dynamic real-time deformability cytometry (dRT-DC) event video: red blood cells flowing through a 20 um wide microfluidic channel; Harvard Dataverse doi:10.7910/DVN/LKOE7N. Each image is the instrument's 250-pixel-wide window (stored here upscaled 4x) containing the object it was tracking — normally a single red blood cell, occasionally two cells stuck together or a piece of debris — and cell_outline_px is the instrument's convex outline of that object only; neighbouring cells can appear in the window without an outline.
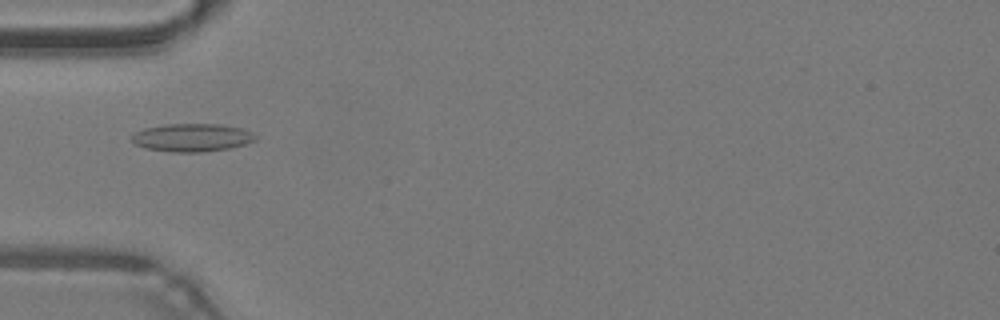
{"species": "common noctule bat (a hibernating species)", "species_latin": "Nyctalus noctula", "temperature_condition": "warm", "stored_images_in_passage": 48, "camera_frame_rate_fps": 3000, "um_per_image_px": 0.085, "animal": {"sex": "male", "body_mass_g": 19.2, "forearm_length_mm": 51.8}, "frame": {"image": 1, "passage_image": 16, "time_ms": 5.0, "image_size_px": [1000, 320], "cell_outline_px": [[256, 140], [244, 144], [228, 148], [204, 152], [172, 152], [144, 148], [136, 144], [132, 140], [132, 136], [136, 132], [144, 128], [164, 124], [220, 124], [244, 128], [252, 132], [256, 136]], "centroid_in_image_um": [16.33, 11.69], "position_along_channel_um": 68.7, "area_um2": 20.23}}
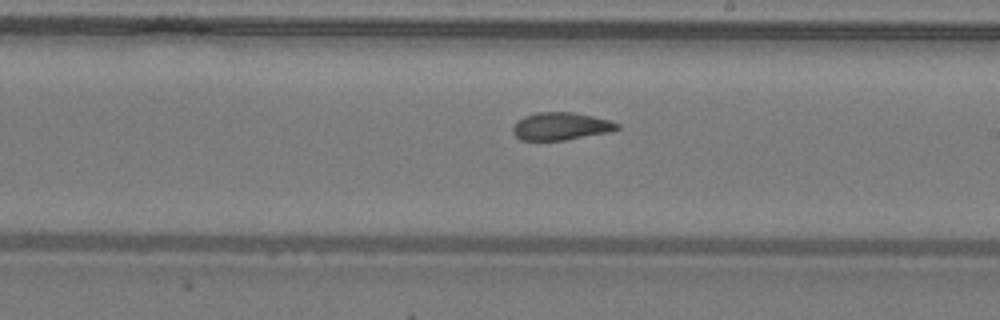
{"frame": {"image": 2, "passage_image": 28, "time_ms": 9.0, "image_size_px": [1000, 320], "cell_outline_px": [[620, 128], [612, 132], [564, 140], [520, 140], [512, 132], [512, 128], [516, 120], [524, 116], [536, 112], [572, 112], [592, 116], [608, 120], [620, 124]], "centroid_in_image_um": [47.66, 10.73], "position_along_channel_um": 241.3, "area_um2": 16.94}}
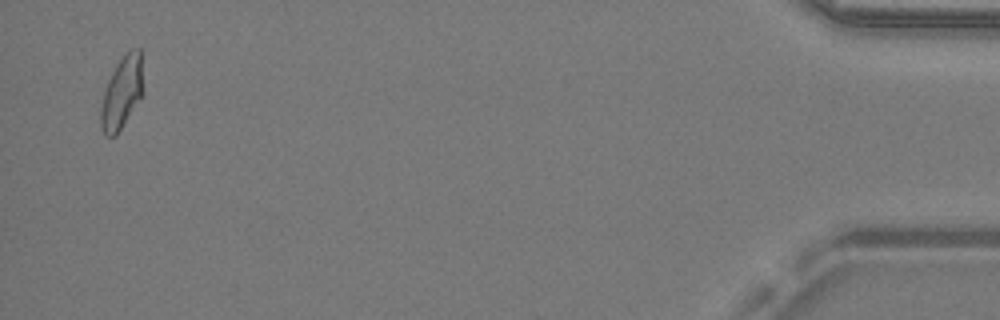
{"frame": {"image": 3, "passage_image": 47, "time_ms": 15.333, "image_size_px": [1000, 320], "cell_outline_px": [[144, 96], [116, 136], [104, 136], [100, 128], [100, 108], [104, 92], [108, 80], [116, 64], [128, 52], [140, 48], [144, 88]], "centroid_in_image_um": [10.37, 7.95], "position_along_channel_um": 424.8, "area_um2": 18.21}, "authors_computed_cell_mechanics": {"area_um2": 17.6868, "velocity_mm_per_s": 4.3013, "shape_relaxation_time_tau1_ms": null, "shape_relaxation_time_tau2_ms": 1.52, "deformation_change_tau1": null, "deformation_change_tau2": 0.0691}}